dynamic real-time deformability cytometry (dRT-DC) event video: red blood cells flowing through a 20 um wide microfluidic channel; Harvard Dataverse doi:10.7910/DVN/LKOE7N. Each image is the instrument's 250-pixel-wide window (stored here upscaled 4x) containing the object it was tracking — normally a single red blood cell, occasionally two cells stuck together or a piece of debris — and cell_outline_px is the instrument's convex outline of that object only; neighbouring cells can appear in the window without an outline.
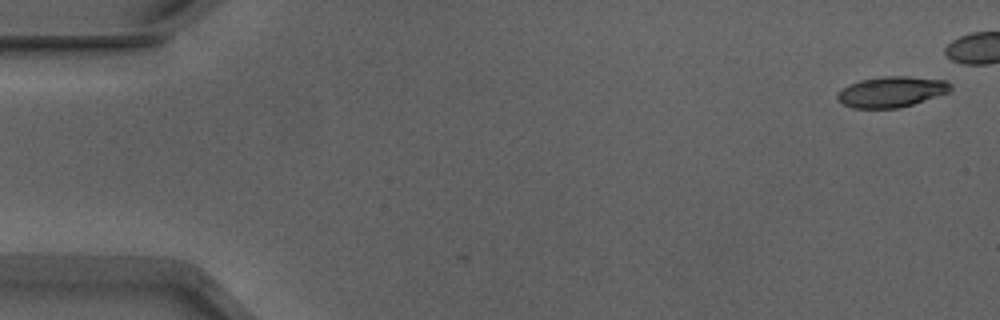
{"species": "Egyptian fruit bat (a non-hibernating species)", "species_latin": "Rousettus aegyptiacus", "temperature_condition": "warm", "stored_images_in_passage": 2, "camera_frame_rate_fps": 3000, "um_per_image_px": 0.085, "animal": {"sex": "male"}, "frame": {"image": 1, "passage_image": 2, "time_ms": 0.333, "image_size_px": [1000, 320], "cell_outline_px": [[952, 88], [948, 92], [900, 108], [852, 108], [844, 104], [836, 96], [836, 92], [848, 84], [860, 80], [884, 76], [908, 76], [948, 80], [952, 84]], "centroid_in_image_um": [75.77, 7.79], "position_along_channel_um": 9.2, "area_um2": 20.29}}